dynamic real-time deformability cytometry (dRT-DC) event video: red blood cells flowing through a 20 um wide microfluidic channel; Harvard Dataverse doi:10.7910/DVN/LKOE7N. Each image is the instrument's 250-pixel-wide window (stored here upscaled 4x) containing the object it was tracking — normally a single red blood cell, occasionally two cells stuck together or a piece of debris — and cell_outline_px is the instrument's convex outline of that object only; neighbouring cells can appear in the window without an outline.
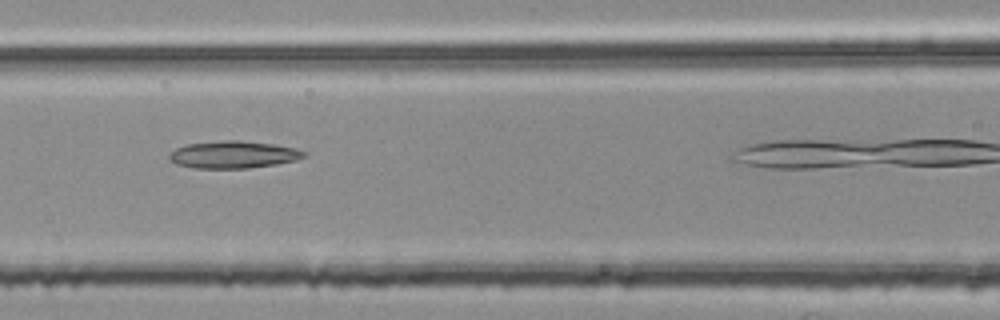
{"species": "common noctule bat (a hibernating species)", "species_latin": "Nyctalus noctula", "temperature_condition": "room temperature", "stored_images_in_passage": 28, "camera_frame_rate_fps": 3000, "um_per_image_px": 0.085, "animal": {"sex": "female", "body_mass_g": 25.1}, "frame": {"image": 1, "passage_image": 18, "time_ms": 5.667, "image_size_px": [1000, 320], "cell_outline_px": [[308, 156], [296, 160], [276, 164], [244, 168], [192, 168], [176, 164], [168, 156], [176, 148], [184, 144], [220, 140], [236, 140], [272, 144], [292, 148], [308, 152]], "centroid_in_image_um": [19.82, 13.14], "position_along_channel_um": 146.8, "area_um2": 21.33}}
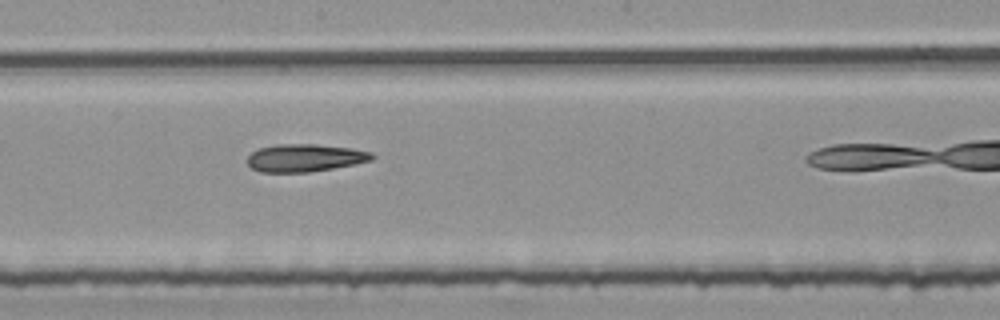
{"frame": {"image": 2, "passage_image": 24, "time_ms": 7.667, "image_size_px": [1000, 320], "cell_outline_px": [[376, 156], [372, 160], [332, 168], [308, 172], [260, 172], [252, 168], [248, 164], [248, 156], [252, 152], [260, 148], [276, 144], [316, 144], [352, 148], [372, 152]], "centroid_in_image_um": [25.92, 13.41], "position_along_channel_um": 222.3, "area_um2": 20.0}}
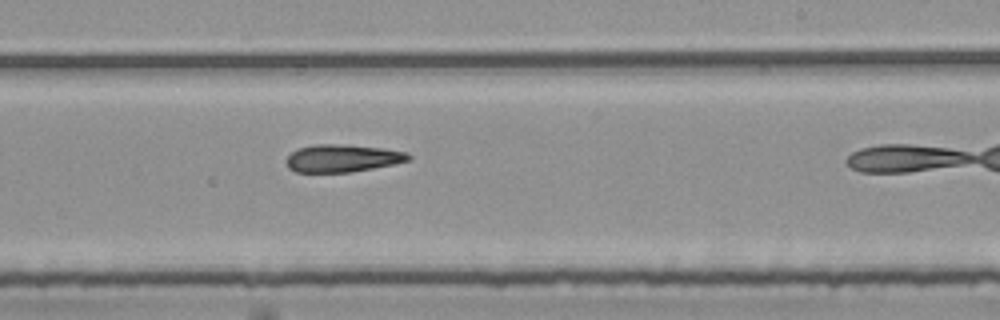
{"frame": {"image": 3, "passage_image": 27, "time_ms": 8.667, "image_size_px": [1000, 320], "cell_outline_px": [[412, 160], [396, 164], [348, 172], [296, 172], [288, 168], [284, 160], [296, 148], [312, 144], [348, 144], [384, 148], [408, 152], [412, 156]], "centroid_in_image_um": [29.12, 13.43], "position_along_channel_um": 259.9, "area_um2": 20.06}}